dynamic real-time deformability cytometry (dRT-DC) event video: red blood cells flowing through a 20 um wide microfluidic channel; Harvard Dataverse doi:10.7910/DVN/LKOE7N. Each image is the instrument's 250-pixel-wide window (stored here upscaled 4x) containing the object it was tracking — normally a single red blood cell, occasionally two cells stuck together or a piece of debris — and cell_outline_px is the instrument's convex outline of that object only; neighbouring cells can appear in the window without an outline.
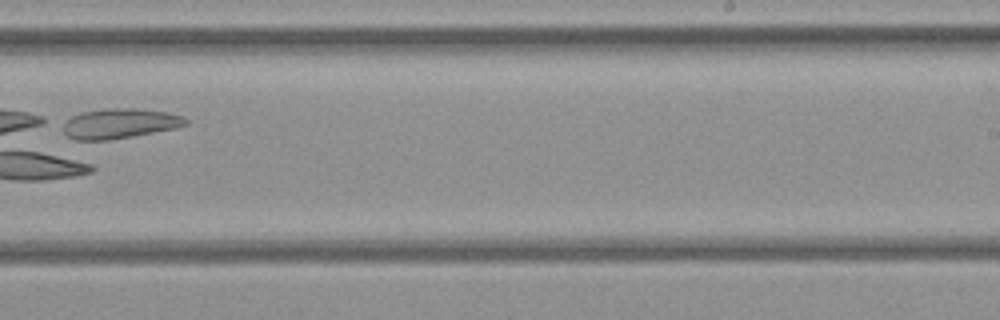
{"species": "common noctule bat (a hibernating species)", "species_latin": "Nyctalus noctula", "temperature_condition": "cold", "stored_images_in_passage": 24, "camera_frame_rate_fps": 3000, "um_per_image_px": 0.085, "animal": {"sex": "female", "body_mass_g": 21.9}, "frame": {"image": 1, "passage_image": 21, "time_ms": 6.667, "image_size_px": [1000, 320], "cell_outline_px": [[188, 124], [176, 128], [132, 136], [108, 140], [76, 140], [68, 136], [64, 132], [64, 124], [72, 116], [80, 112], [104, 108], [136, 108], [164, 112], [184, 116], [188, 120]], "centroid_in_image_um": [10.19, 10.49], "position_along_channel_um": 278.8, "area_um2": 21.33}}